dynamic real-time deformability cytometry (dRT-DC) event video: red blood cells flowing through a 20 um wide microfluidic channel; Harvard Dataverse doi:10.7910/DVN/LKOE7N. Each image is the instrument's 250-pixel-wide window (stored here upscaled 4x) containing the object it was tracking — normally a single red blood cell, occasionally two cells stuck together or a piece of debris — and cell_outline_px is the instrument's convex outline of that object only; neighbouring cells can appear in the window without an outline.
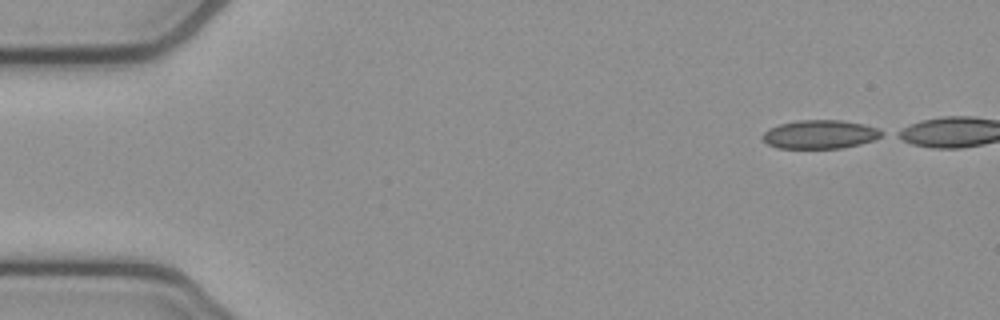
{"species": "common noctule bat (a hibernating species)", "species_latin": "Nyctalus noctula", "temperature_condition": "cold", "stored_images_in_passage": 40, "camera_frame_rate_fps": 3000, "um_per_image_px": 0.085, "animal": {"sex": "female", "body_mass_g": 21.9}, "frame": {"image": 1, "passage_image": 1, "time_ms": 0.0, "image_size_px": [1000, 320], "cell_outline_px": [[888, 132], [884, 136], [876, 140], [860, 144], [840, 148], [776, 148], [768, 144], [760, 136], [768, 128], [780, 124], [796, 120], [840, 120], [864, 124], [880, 128]], "centroid_in_image_um": [69.76, 11.42], "position_along_channel_um": 15.2, "area_um2": 20.29}}
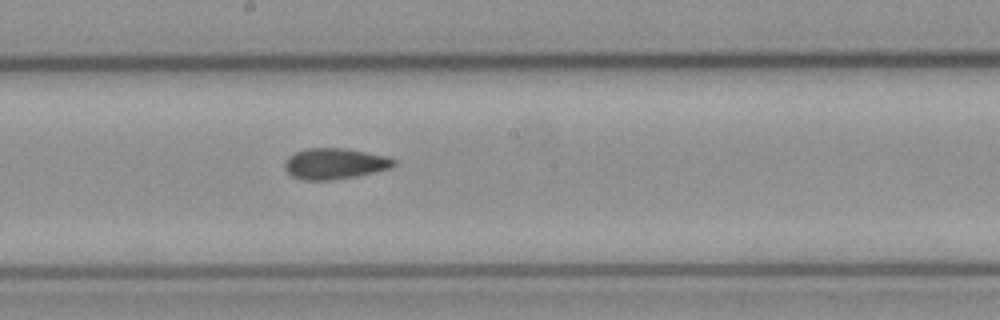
{"frame": {"image": 2, "passage_image": 25, "time_ms": 8.0, "image_size_px": [1000, 320], "cell_outline_px": [[396, 164], [392, 168], [356, 176], [328, 180], [304, 180], [292, 176], [284, 168], [284, 160], [288, 156], [296, 152], [308, 148], [348, 148], [388, 156], [396, 160]], "centroid_in_image_um": [28.47, 13.9], "position_along_channel_um": 219.7, "area_um2": 19.83}}
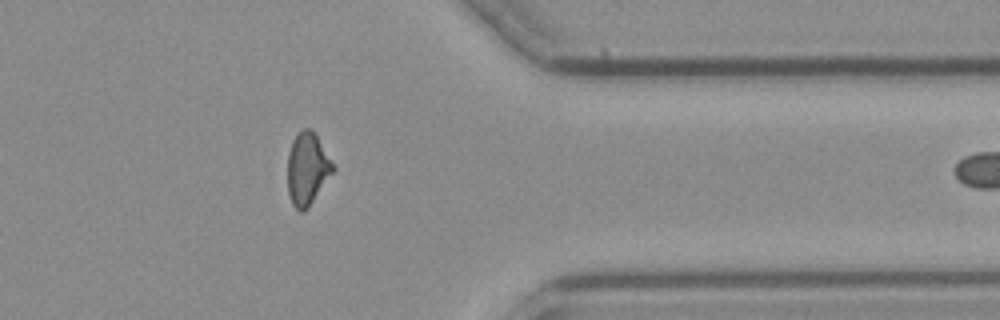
{"frame": {"image": 3, "passage_image": 39, "time_ms": 12.667, "image_size_px": [1000, 320], "cell_outline_px": [[336, 168], [308, 208], [304, 212], [300, 212], [292, 204], [288, 192], [288, 152], [292, 140], [304, 128], [308, 128], [316, 136], [332, 160]], "centroid_in_image_um": [26.12, 14.38], "position_along_channel_um": 385.3, "area_um2": 18.96}}